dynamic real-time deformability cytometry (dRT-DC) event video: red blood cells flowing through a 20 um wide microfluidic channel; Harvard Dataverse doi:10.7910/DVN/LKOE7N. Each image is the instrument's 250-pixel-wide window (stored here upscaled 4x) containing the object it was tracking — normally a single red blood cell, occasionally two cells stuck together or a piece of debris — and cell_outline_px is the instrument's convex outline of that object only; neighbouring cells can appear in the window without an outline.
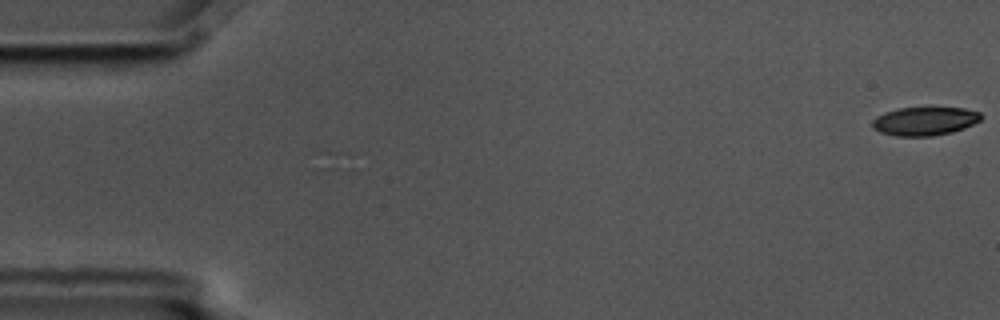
{"species": "common noctule bat (a hibernating species)", "species_latin": "Nyctalus noctula", "temperature_condition": "cold", "stored_images_in_passage": 56, "camera_frame_rate_fps": 3000, "um_per_image_px": 0.085, "animal": {"sex": "male", "body_mass_g": 17.5, "forearm_length_mm": 52.3}, "frame": {"image": 1, "passage_image": 1, "time_ms": 0.0, "image_size_px": [1000, 320], "cell_outline_px": [[984, 116], [980, 120], [964, 128], [952, 132], [932, 136], [896, 136], [880, 132], [872, 128], [872, 120], [876, 116], [884, 112], [900, 108], [964, 108], [980, 112]], "centroid_in_image_um": [78.59, 10.3], "position_along_channel_um": 6.4, "area_um2": 18.09}}
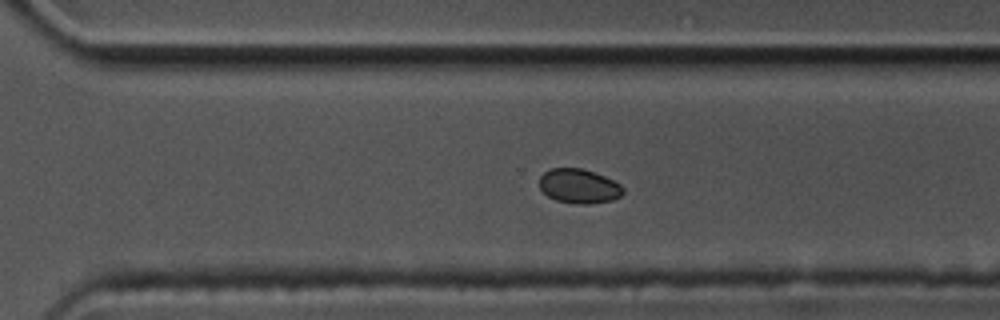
{"frame": {"image": 2, "passage_image": 39, "time_ms": 12.667, "image_size_px": [1000, 320], "cell_outline_px": [[624, 192], [620, 196], [612, 200], [592, 204], [580, 204], [556, 200], [548, 196], [540, 188], [540, 176], [544, 172], [552, 168], [580, 168], [604, 176], [620, 184], [624, 188]], "centroid_in_image_um": [49.22, 15.83], "position_along_channel_um": 321.4, "area_um2": 16.65}}
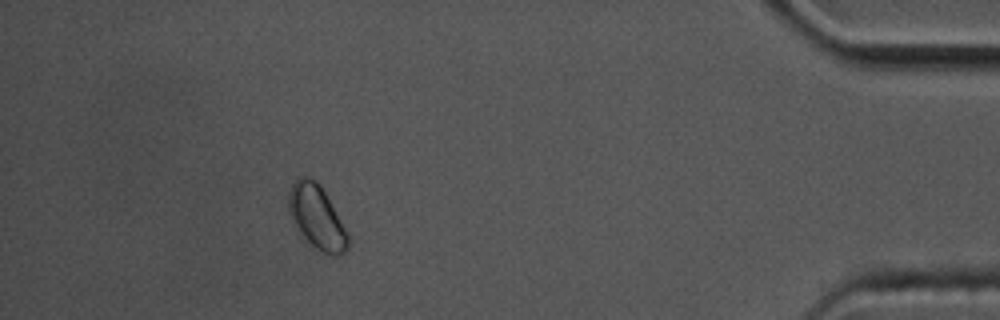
{"frame": {"image": 3, "passage_image": 51, "time_ms": 16.667, "image_size_px": [1000, 320], "cell_outline_px": [[348, 248], [340, 256], [332, 256], [324, 252], [312, 244], [304, 236], [292, 220], [288, 212], [288, 192], [296, 176], [308, 176], [316, 180], [320, 184], [348, 232]], "centroid_in_image_um": [26.92, 18.4], "position_along_channel_um": 408.3, "area_um2": 21.91}}